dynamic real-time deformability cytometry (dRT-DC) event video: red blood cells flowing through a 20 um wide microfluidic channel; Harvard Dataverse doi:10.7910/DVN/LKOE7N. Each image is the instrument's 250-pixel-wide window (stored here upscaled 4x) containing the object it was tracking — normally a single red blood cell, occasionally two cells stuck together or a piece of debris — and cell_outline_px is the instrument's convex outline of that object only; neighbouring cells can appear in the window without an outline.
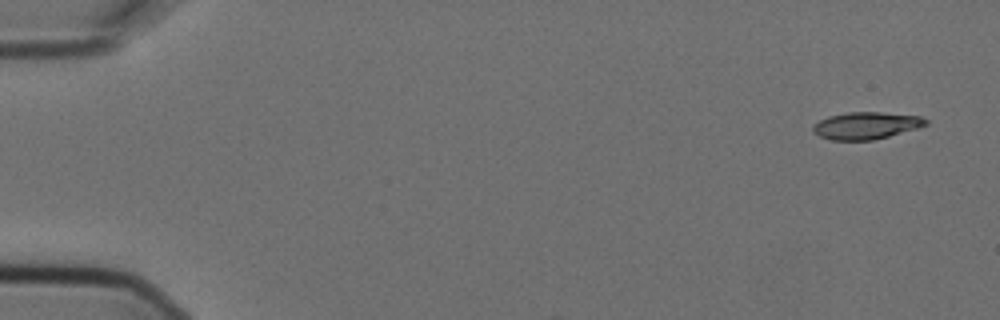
{"species": "Egyptian fruit bat (a non-hibernating species)", "species_latin": "Rousettus aegyptiacus", "temperature_condition": "cold", "stored_images_in_passage": 5, "camera_frame_rate_fps": 3000, "um_per_image_px": 0.085, "animal": {"sex": "female"}, "frame": {"image": 1, "passage_image": 1, "time_ms": 0.0, "image_size_px": [1000, 320], "cell_outline_px": [[928, 124], [916, 128], [888, 136], [872, 140], [832, 140], [820, 136], [812, 132], [812, 124], [828, 116], [848, 112], [880, 112], [920, 116], [928, 120]], "centroid_in_image_um": [73.58, 10.67], "position_along_channel_um": 11.4, "area_um2": 17.74}}